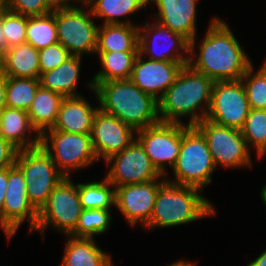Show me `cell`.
I'll use <instances>...</instances> for the list:
<instances>
[{
    "label": "cell",
    "mask_w": 266,
    "mask_h": 266,
    "mask_svg": "<svg viewBox=\"0 0 266 266\" xmlns=\"http://www.w3.org/2000/svg\"><path fill=\"white\" fill-rule=\"evenodd\" d=\"M35 131L26 111L4 107L0 111V135L18 150L31 149L40 145V135L26 138L27 131Z\"/></svg>",
    "instance_id": "cell-21"
},
{
    "label": "cell",
    "mask_w": 266,
    "mask_h": 266,
    "mask_svg": "<svg viewBox=\"0 0 266 266\" xmlns=\"http://www.w3.org/2000/svg\"><path fill=\"white\" fill-rule=\"evenodd\" d=\"M8 181V167L0 169V226L2 228V209Z\"/></svg>",
    "instance_id": "cell-39"
},
{
    "label": "cell",
    "mask_w": 266,
    "mask_h": 266,
    "mask_svg": "<svg viewBox=\"0 0 266 266\" xmlns=\"http://www.w3.org/2000/svg\"><path fill=\"white\" fill-rule=\"evenodd\" d=\"M67 237L68 241L60 266H114L111 263V257L100 250L93 238L71 235Z\"/></svg>",
    "instance_id": "cell-22"
},
{
    "label": "cell",
    "mask_w": 266,
    "mask_h": 266,
    "mask_svg": "<svg viewBox=\"0 0 266 266\" xmlns=\"http://www.w3.org/2000/svg\"><path fill=\"white\" fill-rule=\"evenodd\" d=\"M90 17H93L90 10L86 12L75 6L55 11L58 42L71 55L96 52L99 27Z\"/></svg>",
    "instance_id": "cell-10"
},
{
    "label": "cell",
    "mask_w": 266,
    "mask_h": 266,
    "mask_svg": "<svg viewBox=\"0 0 266 266\" xmlns=\"http://www.w3.org/2000/svg\"><path fill=\"white\" fill-rule=\"evenodd\" d=\"M64 97L49 89L39 87L27 113L36 134L41 135L56 123L60 104Z\"/></svg>",
    "instance_id": "cell-26"
},
{
    "label": "cell",
    "mask_w": 266,
    "mask_h": 266,
    "mask_svg": "<svg viewBox=\"0 0 266 266\" xmlns=\"http://www.w3.org/2000/svg\"><path fill=\"white\" fill-rule=\"evenodd\" d=\"M247 266H266V250Z\"/></svg>",
    "instance_id": "cell-43"
},
{
    "label": "cell",
    "mask_w": 266,
    "mask_h": 266,
    "mask_svg": "<svg viewBox=\"0 0 266 266\" xmlns=\"http://www.w3.org/2000/svg\"><path fill=\"white\" fill-rule=\"evenodd\" d=\"M84 4L86 8L91 6L90 11L94 17L104 18L103 24H133L129 20L120 21L118 17H126L150 3L148 0H86Z\"/></svg>",
    "instance_id": "cell-28"
},
{
    "label": "cell",
    "mask_w": 266,
    "mask_h": 266,
    "mask_svg": "<svg viewBox=\"0 0 266 266\" xmlns=\"http://www.w3.org/2000/svg\"><path fill=\"white\" fill-rule=\"evenodd\" d=\"M155 23L156 24H153V26H150L149 23L145 22L143 27L144 31L142 30V26L139 28V53L141 55H148V59L151 60L189 62L190 41L183 35L173 32L170 28L162 26L157 21ZM142 31L143 34H141ZM151 34H153L152 41L149 39ZM165 39H167V41ZM163 40L167 42L165 46L169 49H166V47H163L164 44L160 43L161 41L163 42ZM179 49L182 50L181 52L185 53V57L181 55L178 51Z\"/></svg>",
    "instance_id": "cell-16"
},
{
    "label": "cell",
    "mask_w": 266,
    "mask_h": 266,
    "mask_svg": "<svg viewBox=\"0 0 266 266\" xmlns=\"http://www.w3.org/2000/svg\"><path fill=\"white\" fill-rule=\"evenodd\" d=\"M139 27L134 24H103L98 28L96 52L139 51Z\"/></svg>",
    "instance_id": "cell-25"
},
{
    "label": "cell",
    "mask_w": 266,
    "mask_h": 266,
    "mask_svg": "<svg viewBox=\"0 0 266 266\" xmlns=\"http://www.w3.org/2000/svg\"><path fill=\"white\" fill-rule=\"evenodd\" d=\"M5 9L23 16H42L51 11L43 0H4Z\"/></svg>",
    "instance_id": "cell-37"
},
{
    "label": "cell",
    "mask_w": 266,
    "mask_h": 266,
    "mask_svg": "<svg viewBox=\"0 0 266 266\" xmlns=\"http://www.w3.org/2000/svg\"><path fill=\"white\" fill-rule=\"evenodd\" d=\"M216 168L207 141L195 127L182 123V144L173 172L171 183L192 186L201 189L212 182V173Z\"/></svg>",
    "instance_id": "cell-5"
},
{
    "label": "cell",
    "mask_w": 266,
    "mask_h": 266,
    "mask_svg": "<svg viewBox=\"0 0 266 266\" xmlns=\"http://www.w3.org/2000/svg\"><path fill=\"white\" fill-rule=\"evenodd\" d=\"M195 41L196 37L190 41L188 65L214 82L240 80L252 65L224 20L213 18L199 54H195ZM194 55L199 56L193 59Z\"/></svg>",
    "instance_id": "cell-1"
},
{
    "label": "cell",
    "mask_w": 266,
    "mask_h": 266,
    "mask_svg": "<svg viewBox=\"0 0 266 266\" xmlns=\"http://www.w3.org/2000/svg\"><path fill=\"white\" fill-rule=\"evenodd\" d=\"M26 28L27 16L11 12L7 9L2 11V31L7 42V49L26 43Z\"/></svg>",
    "instance_id": "cell-35"
},
{
    "label": "cell",
    "mask_w": 266,
    "mask_h": 266,
    "mask_svg": "<svg viewBox=\"0 0 266 266\" xmlns=\"http://www.w3.org/2000/svg\"><path fill=\"white\" fill-rule=\"evenodd\" d=\"M162 182L152 180L145 183L114 186L115 188V206L127 219L130 225L135 226L141 223L145 226L153 211L157 192Z\"/></svg>",
    "instance_id": "cell-18"
},
{
    "label": "cell",
    "mask_w": 266,
    "mask_h": 266,
    "mask_svg": "<svg viewBox=\"0 0 266 266\" xmlns=\"http://www.w3.org/2000/svg\"><path fill=\"white\" fill-rule=\"evenodd\" d=\"M57 42L55 11L42 16H27L26 43L40 50Z\"/></svg>",
    "instance_id": "cell-29"
},
{
    "label": "cell",
    "mask_w": 266,
    "mask_h": 266,
    "mask_svg": "<svg viewBox=\"0 0 266 266\" xmlns=\"http://www.w3.org/2000/svg\"><path fill=\"white\" fill-rule=\"evenodd\" d=\"M170 266H194L193 263H189V261H185V260H180L178 262L172 263V265Z\"/></svg>",
    "instance_id": "cell-44"
},
{
    "label": "cell",
    "mask_w": 266,
    "mask_h": 266,
    "mask_svg": "<svg viewBox=\"0 0 266 266\" xmlns=\"http://www.w3.org/2000/svg\"><path fill=\"white\" fill-rule=\"evenodd\" d=\"M100 56L102 70L96 73L92 82H108L130 79L133 65L139 51L95 52Z\"/></svg>",
    "instance_id": "cell-27"
},
{
    "label": "cell",
    "mask_w": 266,
    "mask_h": 266,
    "mask_svg": "<svg viewBox=\"0 0 266 266\" xmlns=\"http://www.w3.org/2000/svg\"><path fill=\"white\" fill-rule=\"evenodd\" d=\"M199 188L167 181L159 186L149 222L144 227H172L216 213L212 204L199 194Z\"/></svg>",
    "instance_id": "cell-4"
},
{
    "label": "cell",
    "mask_w": 266,
    "mask_h": 266,
    "mask_svg": "<svg viewBox=\"0 0 266 266\" xmlns=\"http://www.w3.org/2000/svg\"><path fill=\"white\" fill-rule=\"evenodd\" d=\"M4 73L3 54L0 53V74Z\"/></svg>",
    "instance_id": "cell-45"
},
{
    "label": "cell",
    "mask_w": 266,
    "mask_h": 266,
    "mask_svg": "<svg viewBox=\"0 0 266 266\" xmlns=\"http://www.w3.org/2000/svg\"><path fill=\"white\" fill-rule=\"evenodd\" d=\"M27 216L31 232L36 228L38 212L28 200L23 173L14 164L8 167L7 189L2 209V228L8 239L12 238Z\"/></svg>",
    "instance_id": "cell-14"
},
{
    "label": "cell",
    "mask_w": 266,
    "mask_h": 266,
    "mask_svg": "<svg viewBox=\"0 0 266 266\" xmlns=\"http://www.w3.org/2000/svg\"><path fill=\"white\" fill-rule=\"evenodd\" d=\"M18 149L0 135V169L15 164Z\"/></svg>",
    "instance_id": "cell-38"
},
{
    "label": "cell",
    "mask_w": 266,
    "mask_h": 266,
    "mask_svg": "<svg viewBox=\"0 0 266 266\" xmlns=\"http://www.w3.org/2000/svg\"><path fill=\"white\" fill-rule=\"evenodd\" d=\"M109 210L83 209L76 228L69 234L74 237L93 238V235L105 233L111 223Z\"/></svg>",
    "instance_id": "cell-33"
},
{
    "label": "cell",
    "mask_w": 266,
    "mask_h": 266,
    "mask_svg": "<svg viewBox=\"0 0 266 266\" xmlns=\"http://www.w3.org/2000/svg\"><path fill=\"white\" fill-rule=\"evenodd\" d=\"M81 58V56L71 55L58 67L41 73L40 86L59 93L64 98L80 96L75 93V88L79 78Z\"/></svg>",
    "instance_id": "cell-23"
},
{
    "label": "cell",
    "mask_w": 266,
    "mask_h": 266,
    "mask_svg": "<svg viewBox=\"0 0 266 266\" xmlns=\"http://www.w3.org/2000/svg\"><path fill=\"white\" fill-rule=\"evenodd\" d=\"M135 132L133 127L99 108L90 133L97 159L103 157L106 161L112 155L123 151L135 140Z\"/></svg>",
    "instance_id": "cell-15"
},
{
    "label": "cell",
    "mask_w": 266,
    "mask_h": 266,
    "mask_svg": "<svg viewBox=\"0 0 266 266\" xmlns=\"http://www.w3.org/2000/svg\"><path fill=\"white\" fill-rule=\"evenodd\" d=\"M7 81H8V76L5 73L0 74V111L4 107H6L5 93H6Z\"/></svg>",
    "instance_id": "cell-41"
},
{
    "label": "cell",
    "mask_w": 266,
    "mask_h": 266,
    "mask_svg": "<svg viewBox=\"0 0 266 266\" xmlns=\"http://www.w3.org/2000/svg\"><path fill=\"white\" fill-rule=\"evenodd\" d=\"M98 109L99 107L93 108L82 96L64 98L60 104L56 123L51 129L90 134L93 119Z\"/></svg>",
    "instance_id": "cell-20"
},
{
    "label": "cell",
    "mask_w": 266,
    "mask_h": 266,
    "mask_svg": "<svg viewBox=\"0 0 266 266\" xmlns=\"http://www.w3.org/2000/svg\"><path fill=\"white\" fill-rule=\"evenodd\" d=\"M71 56L59 42L39 50L40 74L58 67Z\"/></svg>",
    "instance_id": "cell-36"
},
{
    "label": "cell",
    "mask_w": 266,
    "mask_h": 266,
    "mask_svg": "<svg viewBox=\"0 0 266 266\" xmlns=\"http://www.w3.org/2000/svg\"><path fill=\"white\" fill-rule=\"evenodd\" d=\"M4 73L8 77L39 79V50L29 43L10 47L3 54Z\"/></svg>",
    "instance_id": "cell-24"
},
{
    "label": "cell",
    "mask_w": 266,
    "mask_h": 266,
    "mask_svg": "<svg viewBox=\"0 0 266 266\" xmlns=\"http://www.w3.org/2000/svg\"><path fill=\"white\" fill-rule=\"evenodd\" d=\"M136 139L144 147L153 166L163 176L165 164L175 165L182 144V123L159 122L156 125L136 130Z\"/></svg>",
    "instance_id": "cell-12"
},
{
    "label": "cell",
    "mask_w": 266,
    "mask_h": 266,
    "mask_svg": "<svg viewBox=\"0 0 266 266\" xmlns=\"http://www.w3.org/2000/svg\"><path fill=\"white\" fill-rule=\"evenodd\" d=\"M5 9V1L0 0V13Z\"/></svg>",
    "instance_id": "cell-47"
},
{
    "label": "cell",
    "mask_w": 266,
    "mask_h": 266,
    "mask_svg": "<svg viewBox=\"0 0 266 266\" xmlns=\"http://www.w3.org/2000/svg\"><path fill=\"white\" fill-rule=\"evenodd\" d=\"M249 110L247 93L241 79L214 82L206 119L240 130Z\"/></svg>",
    "instance_id": "cell-11"
},
{
    "label": "cell",
    "mask_w": 266,
    "mask_h": 266,
    "mask_svg": "<svg viewBox=\"0 0 266 266\" xmlns=\"http://www.w3.org/2000/svg\"><path fill=\"white\" fill-rule=\"evenodd\" d=\"M106 163L108 166L113 164L105 178L114 186L145 183L162 177L137 139L123 151L109 157Z\"/></svg>",
    "instance_id": "cell-13"
},
{
    "label": "cell",
    "mask_w": 266,
    "mask_h": 266,
    "mask_svg": "<svg viewBox=\"0 0 266 266\" xmlns=\"http://www.w3.org/2000/svg\"><path fill=\"white\" fill-rule=\"evenodd\" d=\"M40 87L39 79L8 77L6 107L28 111Z\"/></svg>",
    "instance_id": "cell-31"
},
{
    "label": "cell",
    "mask_w": 266,
    "mask_h": 266,
    "mask_svg": "<svg viewBox=\"0 0 266 266\" xmlns=\"http://www.w3.org/2000/svg\"><path fill=\"white\" fill-rule=\"evenodd\" d=\"M40 146L48 153L58 171L66 178H69L70 170L87 167L97 160L90 134L48 129V132L44 131L40 135Z\"/></svg>",
    "instance_id": "cell-7"
},
{
    "label": "cell",
    "mask_w": 266,
    "mask_h": 266,
    "mask_svg": "<svg viewBox=\"0 0 266 266\" xmlns=\"http://www.w3.org/2000/svg\"><path fill=\"white\" fill-rule=\"evenodd\" d=\"M64 177L53 189L47 202L38 212L36 230L43 233L49 225L69 235L78 223L83 208L77 185Z\"/></svg>",
    "instance_id": "cell-8"
},
{
    "label": "cell",
    "mask_w": 266,
    "mask_h": 266,
    "mask_svg": "<svg viewBox=\"0 0 266 266\" xmlns=\"http://www.w3.org/2000/svg\"><path fill=\"white\" fill-rule=\"evenodd\" d=\"M158 7V23L179 33L189 41L196 36L197 0H148Z\"/></svg>",
    "instance_id": "cell-19"
},
{
    "label": "cell",
    "mask_w": 266,
    "mask_h": 266,
    "mask_svg": "<svg viewBox=\"0 0 266 266\" xmlns=\"http://www.w3.org/2000/svg\"><path fill=\"white\" fill-rule=\"evenodd\" d=\"M88 86L94 90L103 112L116 116L135 130L160 122L158 101L141 91L130 79L90 82Z\"/></svg>",
    "instance_id": "cell-3"
},
{
    "label": "cell",
    "mask_w": 266,
    "mask_h": 266,
    "mask_svg": "<svg viewBox=\"0 0 266 266\" xmlns=\"http://www.w3.org/2000/svg\"><path fill=\"white\" fill-rule=\"evenodd\" d=\"M43 1L45 3L46 7L51 12L73 7V5H70L69 0H43Z\"/></svg>",
    "instance_id": "cell-40"
},
{
    "label": "cell",
    "mask_w": 266,
    "mask_h": 266,
    "mask_svg": "<svg viewBox=\"0 0 266 266\" xmlns=\"http://www.w3.org/2000/svg\"><path fill=\"white\" fill-rule=\"evenodd\" d=\"M195 127L205 137L215 166H251L250 150L239 129L222 126L206 118Z\"/></svg>",
    "instance_id": "cell-9"
},
{
    "label": "cell",
    "mask_w": 266,
    "mask_h": 266,
    "mask_svg": "<svg viewBox=\"0 0 266 266\" xmlns=\"http://www.w3.org/2000/svg\"><path fill=\"white\" fill-rule=\"evenodd\" d=\"M7 50V42L2 31V12L0 13V53L4 54Z\"/></svg>",
    "instance_id": "cell-42"
},
{
    "label": "cell",
    "mask_w": 266,
    "mask_h": 266,
    "mask_svg": "<svg viewBox=\"0 0 266 266\" xmlns=\"http://www.w3.org/2000/svg\"><path fill=\"white\" fill-rule=\"evenodd\" d=\"M240 131L248 149L254 146L258 158L263 157L266 153V110L250 109Z\"/></svg>",
    "instance_id": "cell-32"
},
{
    "label": "cell",
    "mask_w": 266,
    "mask_h": 266,
    "mask_svg": "<svg viewBox=\"0 0 266 266\" xmlns=\"http://www.w3.org/2000/svg\"><path fill=\"white\" fill-rule=\"evenodd\" d=\"M15 165L25 178L30 204L39 212L64 176L40 145L31 149L18 150Z\"/></svg>",
    "instance_id": "cell-6"
},
{
    "label": "cell",
    "mask_w": 266,
    "mask_h": 266,
    "mask_svg": "<svg viewBox=\"0 0 266 266\" xmlns=\"http://www.w3.org/2000/svg\"><path fill=\"white\" fill-rule=\"evenodd\" d=\"M252 72L253 66L251 65L241 78L247 93L249 107L250 109L266 110V61L254 74Z\"/></svg>",
    "instance_id": "cell-34"
},
{
    "label": "cell",
    "mask_w": 266,
    "mask_h": 266,
    "mask_svg": "<svg viewBox=\"0 0 266 266\" xmlns=\"http://www.w3.org/2000/svg\"><path fill=\"white\" fill-rule=\"evenodd\" d=\"M213 85L214 81L205 74L193 70L189 65L183 66L175 82L158 101L160 122L180 124L179 118L187 115L190 116L189 126L204 120L209 110ZM203 102H206L204 109ZM201 106L203 110L198 114L197 110Z\"/></svg>",
    "instance_id": "cell-2"
},
{
    "label": "cell",
    "mask_w": 266,
    "mask_h": 266,
    "mask_svg": "<svg viewBox=\"0 0 266 266\" xmlns=\"http://www.w3.org/2000/svg\"><path fill=\"white\" fill-rule=\"evenodd\" d=\"M261 198H262V201L265 203L266 205V185L262 188V191H261Z\"/></svg>",
    "instance_id": "cell-46"
},
{
    "label": "cell",
    "mask_w": 266,
    "mask_h": 266,
    "mask_svg": "<svg viewBox=\"0 0 266 266\" xmlns=\"http://www.w3.org/2000/svg\"><path fill=\"white\" fill-rule=\"evenodd\" d=\"M77 188L83 209L110 210L115 205V187L106 178L102 182L78 183Z\"/></svg>",
    "instance_id": "cell-30"
},
{
    "label": "cell",
    "mask_w": 266,
    "mask_h": 266,
    "mask_svg": "<svg viewBox=\"0 0 266 266\" xmlns=\"http://www.w3.org/2000/svg\"><path fill=\"white\" fill-rule=\"evenodd\" d=\"M142 57L143 55L138 53L133 65L130 80L141 91L159 101L166 90L175 82L183 66L188 65V62L158 61L151 59L144 61Z\"/></svg>",
    "instance_id": "cell-17"
}]
</instances>
